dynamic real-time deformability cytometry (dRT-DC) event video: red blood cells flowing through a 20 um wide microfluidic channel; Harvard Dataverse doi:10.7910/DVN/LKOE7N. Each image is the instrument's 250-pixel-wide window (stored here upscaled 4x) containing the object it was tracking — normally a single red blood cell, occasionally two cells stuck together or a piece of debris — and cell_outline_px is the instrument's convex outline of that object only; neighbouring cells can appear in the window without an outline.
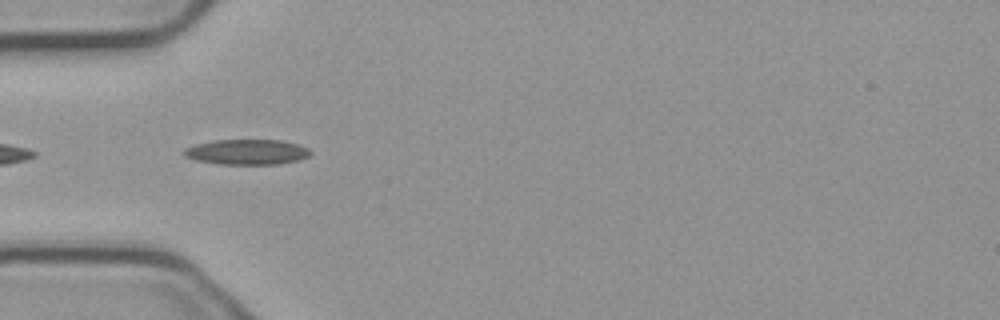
{"species": "common noctule bat (a hibernating species)", "species_latin": "Nyctalus noctula", "temperature_condition": "cold", "stored_images_in_passage": 7, "camera_frame_rate_fps": 3000, "um_per_image_px": 0.085, "animal": {"sex": "male", "body_mass_g": 23.1, "forearm_length_mm": 52.7}, "frame": {"image": 1, "passage_image": 2, "time_ms": 0.333, "image_size_px": [1000, 320], "cell_outline_px": [[312, 152], [308, 156], [296, 160], [276, 164], [220, 164], [196, 160], [184, 156], [184, 148], [196, 144], [216, 140], [280, 140], [296, 144], [308, 148]], "centroid_in_image_um": [20.96, 12.91], "position_along_channel_um": 64.0, "area_um2": 18.38}}